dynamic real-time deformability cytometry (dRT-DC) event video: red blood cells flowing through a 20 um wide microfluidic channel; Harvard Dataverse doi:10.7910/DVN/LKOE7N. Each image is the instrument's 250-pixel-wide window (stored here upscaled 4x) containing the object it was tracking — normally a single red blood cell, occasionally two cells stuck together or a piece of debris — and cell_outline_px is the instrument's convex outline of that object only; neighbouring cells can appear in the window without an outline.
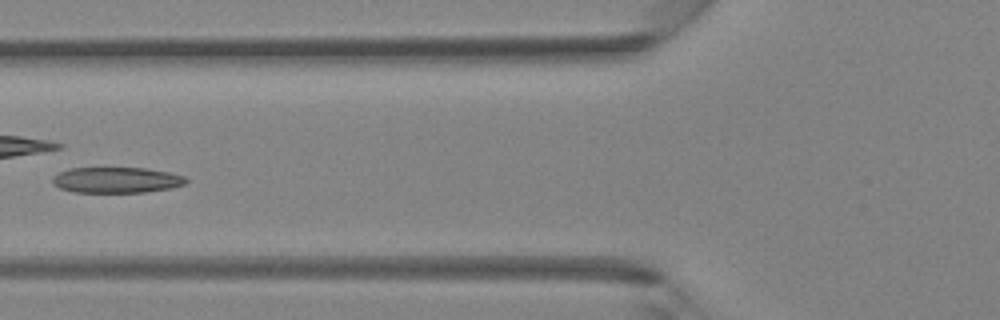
{"species": "Egyptian fruit bat (a non-hibernating species)", "species_latin": "Rousettus aegyptiacus", "temperature_condition": "room temperature", "stored_images_in_passage": 5, "camera_frame_rate_fps": 3000, "um_per_image_px": 0.085, "animal": {"sex": "female"}, "frame": {"image": 1, "passage_image": 5, "time_ms": 4.667, "image_size_px": [1000, 320], "cell_outline_px": [[188, 180], [184, 184], [172, 188], [148, 192], [76, 192], [60, 188], [52, 184], [52, 176], [68, 168], [148, 168], [168, 172], [184, 176]], "centroid_in_image_um": [9.9, 15.3], "position_along_channel_um": 115.9, "area_um2": 20.11}}